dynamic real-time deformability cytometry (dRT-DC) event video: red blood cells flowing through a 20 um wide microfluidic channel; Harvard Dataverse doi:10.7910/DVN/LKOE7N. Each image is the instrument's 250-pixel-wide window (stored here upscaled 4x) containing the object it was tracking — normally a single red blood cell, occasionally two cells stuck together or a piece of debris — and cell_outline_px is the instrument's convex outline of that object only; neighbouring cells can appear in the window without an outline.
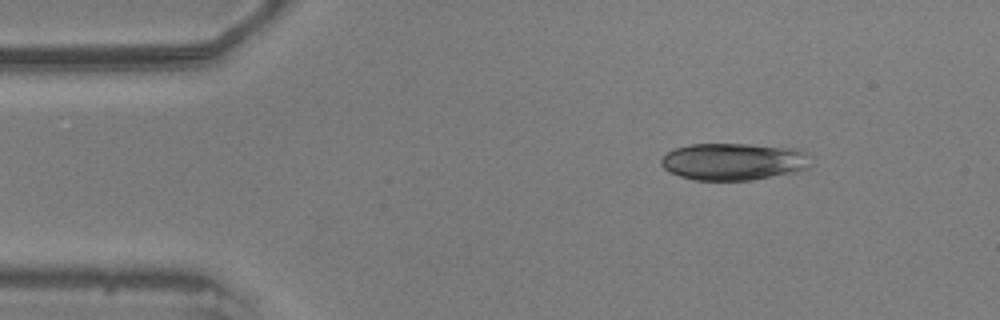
{"species": "common noctule bat (a hibernating species)", "species_latin": "Nyctalus noctula", "temperature_condition": "warm", "stored_images_in_passage": 49, "camera_frame_rate_fps": 3000, "um_per_image_px": 0.085, "animal": {"sex": "male", "body_mass_g": 20.5, "forearm_length_mm": 52.5}, "frame": {"image": 1, "passage_image": 1, "time_ms": 0.0, "image_size_px": [1000, 320], "cell_outline_px": [[812, 164], [808, 168], [796, 172], [752, 180], [696, 180], [680, 176], [668, 172], [660, 164], [660, 160], [668, 152], [676, 148], [692, 144], [752, 144], [796, 148], [812, 152]], "centroid_in_image_um": [62.45, 13.73], "position_along_channel_um": 22.5, "area_um2": 32.95}}